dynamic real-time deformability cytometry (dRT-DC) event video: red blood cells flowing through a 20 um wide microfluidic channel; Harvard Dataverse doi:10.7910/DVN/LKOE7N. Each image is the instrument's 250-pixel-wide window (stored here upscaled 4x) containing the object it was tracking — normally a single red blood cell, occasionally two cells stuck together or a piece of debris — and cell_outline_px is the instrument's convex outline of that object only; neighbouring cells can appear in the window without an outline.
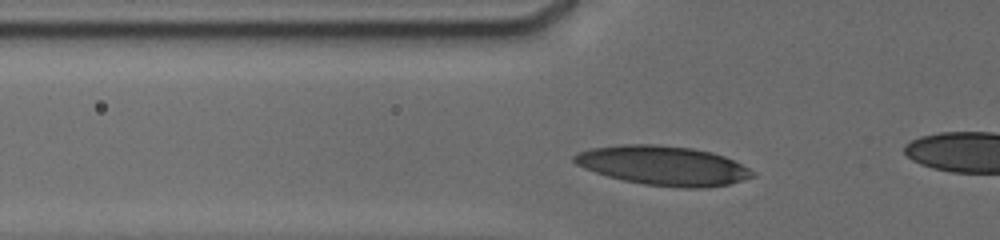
{"species": "human", "species_latin": "Homo sapiens", "temperature_condition": "cold", "stored_images_in_passage": 28, "camera_frame_rate_fps": 3000, "um_per_image_px": 0.085, "donor": {"sex": "male"}, "frame": {"image": 1, "passage_image": 4, "time_ms": 1.0, "image_size_px": [1000, 240], "cell_outline_px": [[756, 176], [728, 184], [704, 188], [684, 188], [644, 184], [624, 180], [608, 176], [584, 168], [576, 164], [572, 160], [572, 156], [580, 152], [592, 148], [620, 144], [656, 144], [692, 148], [712, 152], [724, 156], [756, 172]], "centroid_in_image_um": [56.38, 14.07], "position_along_channel_um": 69.4, "area_um2": 40.75}}
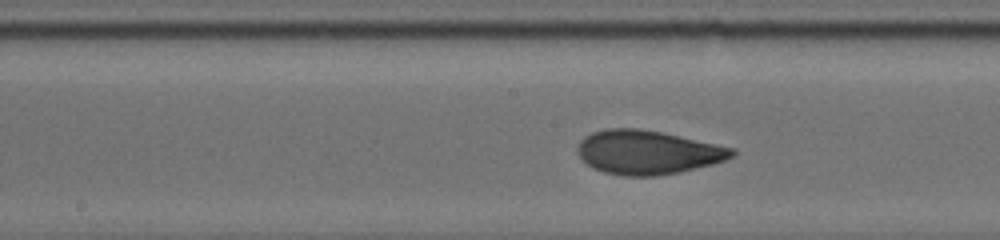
{"frame": {"image": 2, "passage_image": 16, "time_ms": 4.333, "image_size_px": [1000, 240], "cell_outline_px": [[736, 152], [732, 156], [724, 160], [712, 164], [680, 172], [656, 176], [624, 176], [604, 172], [592, 168], [576, 152], [576, 148], [580, 140], [584, 136], [592, 132], [604, 128], [636, 128], [660, 132], [736, 148]], "centroid_in_image_um": [55.02, 12.94], "position_along_channel_um": 193.2, "area_um2": 39.54}}
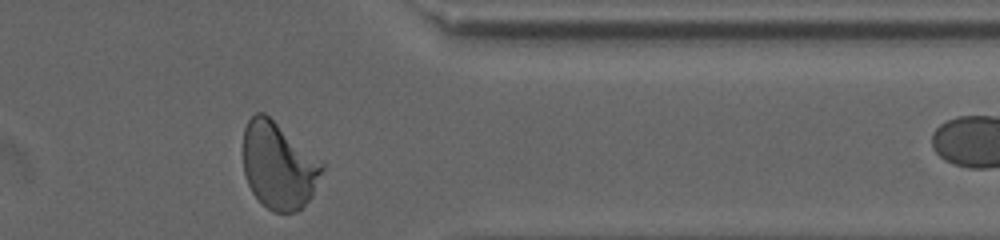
{"frame": {"image": 3, "passage_image": 28, "time_ms": 9.667, "image_size_px": [1000, 240], "cell_outline_px": [[324, 168], [312, 196], [296, 212], [272, 212], [252, 192], [248, 184], [244, 172], [244, 128], [248, 120], [256, 112], [264, 112], [324, 164]], "centroid_in_image_um": [23.67, 14.08], "position_along_channel_um": 387.7, "area_um2": 39.3}, "authors_computed_cell_mechanics": {"area_um2": 38.8416, "velocity_mm_per_s": 3.7819, "shape_relaxation_time_tau1_ms": 4.9879, "shape_relaxation_time_tau2_ms": 1.2703, "deformation_change_tau1": 0.1897, "deformation_change_tau2": 0.0671}}